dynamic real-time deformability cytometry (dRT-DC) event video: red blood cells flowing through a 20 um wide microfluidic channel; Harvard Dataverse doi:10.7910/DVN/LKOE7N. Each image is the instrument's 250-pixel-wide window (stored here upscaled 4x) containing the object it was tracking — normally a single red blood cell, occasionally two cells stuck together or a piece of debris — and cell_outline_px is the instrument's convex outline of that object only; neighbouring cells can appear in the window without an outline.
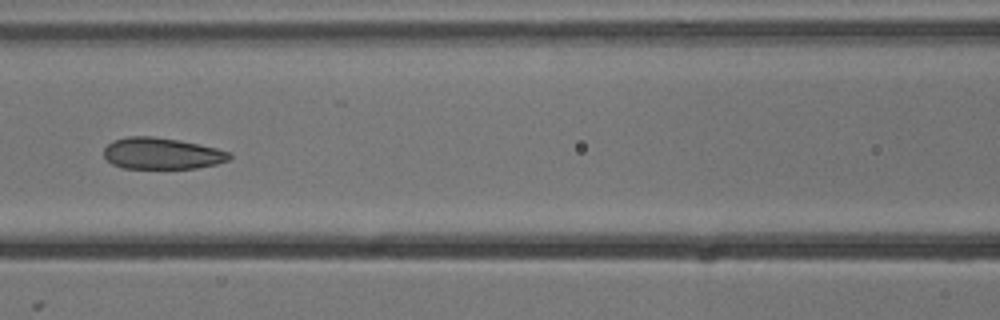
{"species": "common noctule bat (a hibernating species)", "species_latin": "Nyctalus noctula", "temperature_condition": "cold", "stored_images_in_passage": 9, "camera_frame_rate_fps": 3000, "um_per_image_px": 0.085, "animal": {"sex": "male", "body_mass_g": 13.3}, "frame": {"image": 1, "passage_image": 6, "time_ms": 1.667, "image_size_px": [1000, 320], "cell_outline_px": [[232, 156], [228, 160], [216, 164], [196, 168], [124, 168], [112, 164], [104, 156], [104, 148], [112, 140], [128, 136], [152, 136], [180, 140], [216, 148], [232, 152]], "centroid_in_image_um": [13.75, 13.04], "position_along_channel_um": 152.8, "area_um2": 23.06}}
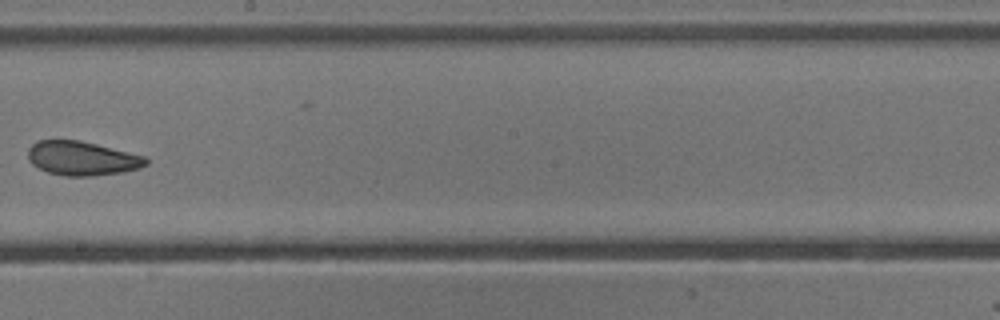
{"frame": {"image": 2, "passage_image": 8, "time_ms": 2.333, "image_size_px": [1000, 320], "cell_outline_px": [[148, 164], [140, 168], [124, 172], [92, 176], [64, 176], [48, 172], [32, 164], [28, 160], [28, 148], [32, 144], [40, 140], [80, 140], [144, 156], [148, 160]], "centroid_in_image_um": [6.97, 13.46], "position_along_channel_um": 241.2, "area_um2": 23.41}}
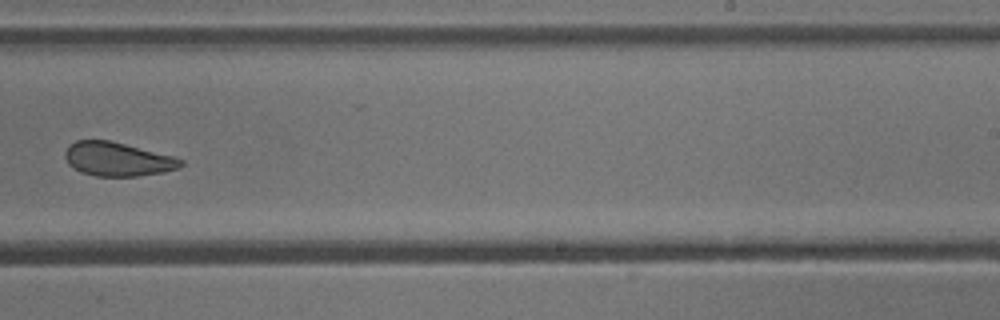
{"frame": {"image": 3, "passage_image": 9, "time_ms": 2.667, "image_size_px": [1000, 320], "cell_outline_px": [[184, 164], [180, 168], [164, 172], [136, 176], [96, 176], [80, 172], [68, 164], [64, 156], [64, 152], [76, 140], [108, 140], [172, 156], [184, 160]], "centroid_in_image_um": [9.99, 13.54], "position_along_channel_um": 279.0, "area_um2": 22.66}}